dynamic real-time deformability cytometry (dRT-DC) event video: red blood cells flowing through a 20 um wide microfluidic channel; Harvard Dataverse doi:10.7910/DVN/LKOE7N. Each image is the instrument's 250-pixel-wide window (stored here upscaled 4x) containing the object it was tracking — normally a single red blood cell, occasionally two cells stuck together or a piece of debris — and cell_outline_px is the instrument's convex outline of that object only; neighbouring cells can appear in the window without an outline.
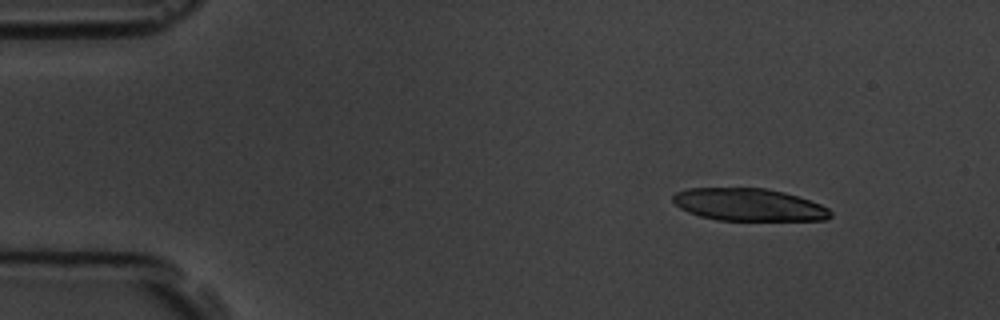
{"species": "common noctule bat (a hibernating species)", "species_latin": "Nyctalus noctula", "temperature_condition": "room temperature", "stored_images_in_passage": 3, "camera_frame_rate_fps": 3000, "um_per_image_px": 0.085, "animal": {"sex": "male", "body_mass_g": 19.5, "forearm_length_mm": 54.6}, "frame": {"image": 1, "passage_image": 1, "time_ms": 0.0, "image_size_px": [1000, 320], "cell_outline_px": [[832, 216], [828, 220], [716, 220], [700, 216], [688, 212], [680, 208], [672, 200], [672, 196], [676, 192], [688, 188], [764, 188], [784, 192], [820, 204], [828, 208], [832, 212]], "centroid_in_image_um": [63.64, 17.4], "position_along_channel_um": 21.4, "area_um2": 29.77}}